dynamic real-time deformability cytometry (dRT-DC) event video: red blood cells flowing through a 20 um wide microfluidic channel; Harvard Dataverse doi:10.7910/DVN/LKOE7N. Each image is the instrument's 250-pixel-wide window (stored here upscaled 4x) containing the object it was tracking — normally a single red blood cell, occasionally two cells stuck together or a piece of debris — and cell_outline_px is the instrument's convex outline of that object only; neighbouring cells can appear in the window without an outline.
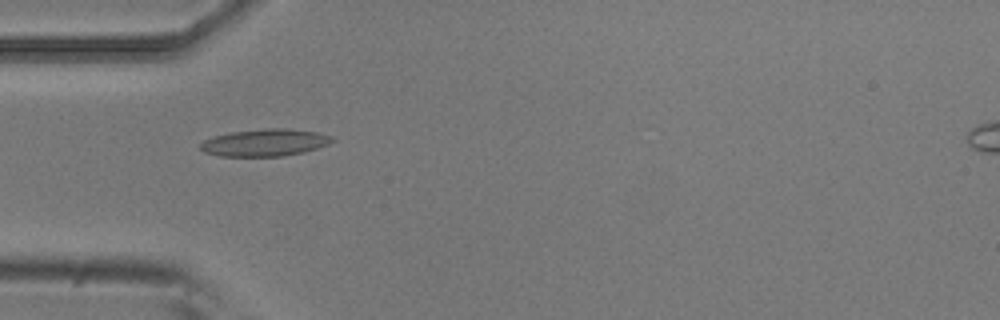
{"species": "common noctule bat (a hibernating species)", "species_latin": "Nyctalus noctula", "temperature_condition": "room temperature", "stored_images_in_passage": 5, "camera_frame_rate_fps": 3000, "um_per_image_px": 0.085, "animal": {"sex": "male", "body_mass_g": 20.5, "forearm_length_mm": 52.5}, "frame": {"image": 1, "passage_image": 4, "time_ms": 1.0, "image_size_px": [1000, 320], "cell_outline_px": [[336, 140], [328, 144], [304, 152], [284, 156], [220, 156], [204, 152], [200, 148], [200, 144], [204, 140], [216, 136], [232, 132], [264, 128], [288, 128], [316, 132], [332, 136]], "centroid_in_image_um": [22.54, 12.12], "position_along_channel_um": 62.5, "area_um2": 20.81}}
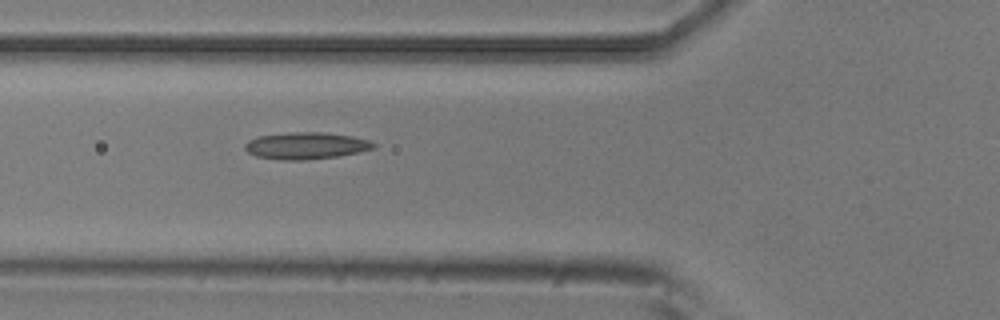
{"frame": {"image": 2, "passage_image": 5, "time_ms": 1.333, "image_size_px": [1000, 320], "cell_outline_px": [[376, 148], [360, 152], [340, 156], [304, 160], [280, 160], [256, 156], [248, 152], [244, 148], [244, 144], [248, 140], [256, 136], [288, 132], [320, 132], [352, 136], [368, 140], [376, 144]], "centroid_in_image_um": [26.0, 12.38], "position_along_channel_um": 99.8, "area_um2": 20.35}}